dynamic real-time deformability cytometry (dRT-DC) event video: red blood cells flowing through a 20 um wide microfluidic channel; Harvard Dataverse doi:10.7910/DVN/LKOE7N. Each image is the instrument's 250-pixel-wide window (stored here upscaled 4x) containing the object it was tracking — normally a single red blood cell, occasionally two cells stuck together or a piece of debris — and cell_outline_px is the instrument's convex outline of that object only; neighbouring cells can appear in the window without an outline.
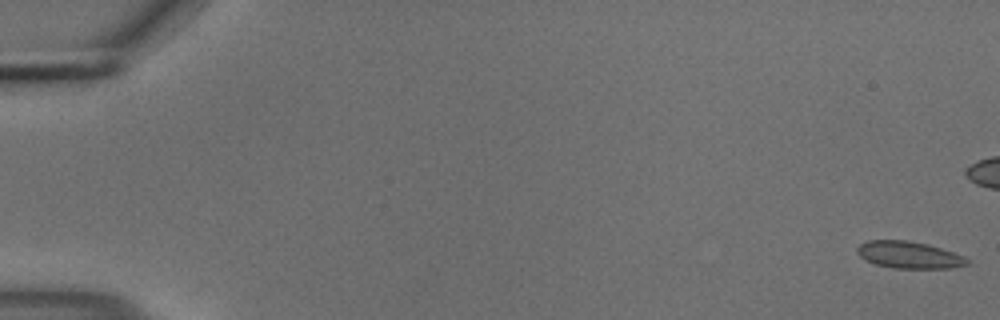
{"species": "common noctule bat (a hibernating species)", "species_latin": "Nyctalus noctula", "temperature_condition": "cold", "stored_images_in_passage": 50, "camera_frame_rate_fps": 3000, "um_per_image_px": 0.085, "animal": {"sex": "male", "body_mass_g": 18.8}, "frame": {"image": 1, "passage_image": 1, "time_ms": 0.0, "image_size_px": [1000, 320], "cell_outline_px": [[968, 264], [952, 268], [892, 268], [876, 264], [864, 260], [856, 252], [856, 248], [860, 244], [868, 240], [908, 240], [928, 244], [964, 256], [968, 260]], "centroid_in_image_um": [77.23, 21.66], "position_along_channel_um": 7.8, "area_um2": 17.28}}
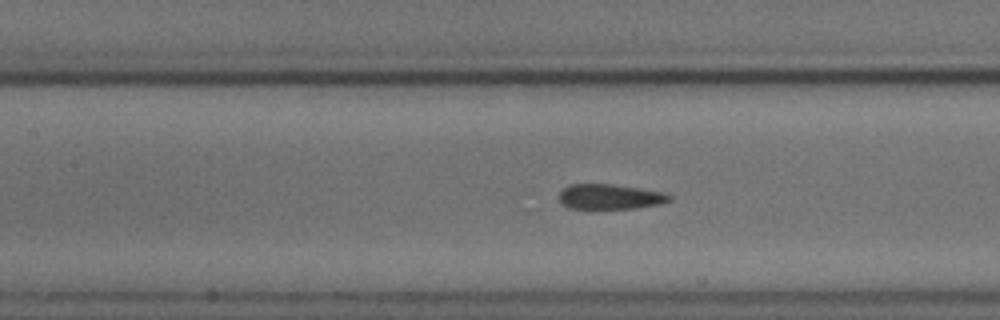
{"frame": {"image": 2, "passage_image": 26, "time_ms": 8.333, "image_size_px": [1000, 320], "cell_outline_px": [[672, 200], [660, 204], [636, 208], [592, 212], [568, 208], [560, 204], [560, 192], [568, 184], [612, 184], [640, 188], [664, 192], [672, 196]], "centroid_in_image_um": [51.8, 16.78], "position_along_channel_um": 155.6, "area_um2": 17.17}}
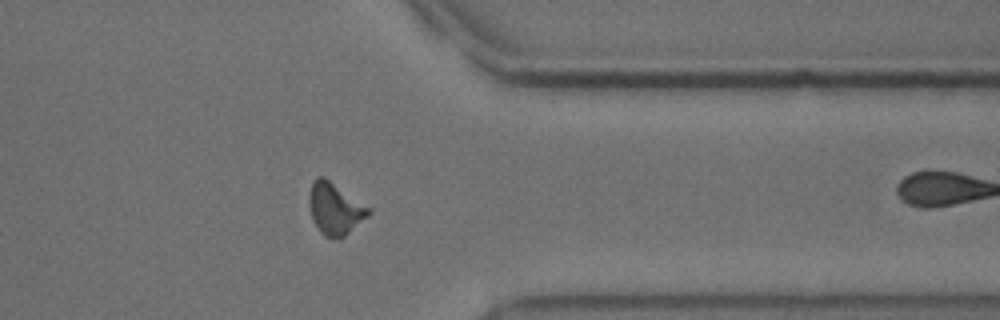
{"frame": {"image": 3, "passage_image": 45, "time_ms": 14.667, "image_size_px": [1000, 320], "cell_outline_px": [[372, 212], [368, 216], [340, 240], [324, 236], [320, 232], [312, 220], [308, 200], [308, 196], [312, 180], [316, 176], [324, 176], [372, 208]], "centroid_in_image_um": [28.47, 17.73], "position_along_channel_um": 382.9, "area_um2": 18.38}}